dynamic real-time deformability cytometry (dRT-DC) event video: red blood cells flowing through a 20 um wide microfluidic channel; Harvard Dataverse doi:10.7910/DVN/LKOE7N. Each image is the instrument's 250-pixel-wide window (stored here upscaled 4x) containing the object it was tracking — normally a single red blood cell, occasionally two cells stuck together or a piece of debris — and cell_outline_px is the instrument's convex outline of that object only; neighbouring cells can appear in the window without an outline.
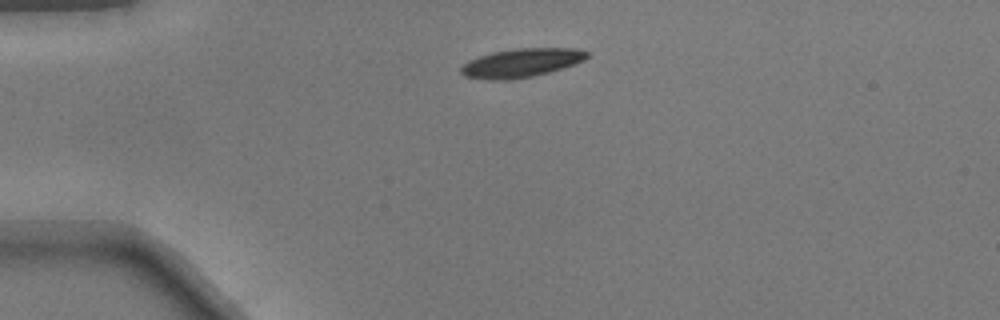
{"species": "common noctule bat (a hibernating species)", "species_latin": "Nyctalus noctula", "temperature_condition": "warm", "stored_images_in_passage": 21, "camera_frame_rate_fps": 3000, "um_per_image_px": 0.085, "animal": {"sex": "male", "body_mass_g": 17.9}, "frame": {"image": 1, "passage_image": 1, "time_ms": 0.0, "image_size_px": [1000, 320], "cell_outline_px": [[588, 56], [584, 60], [548, 72], [532, 76], [508, 80], [488, 80], [464, 76], [460, 72], [460, 68], [464, 64], [480, 56], [492, 52], [516, 48], [576, 48], [588, 52]], "centroid_in_image_um": [44.29, 5.34], "position_along_channel_um": 40.7, "area_um2": 20.81}}
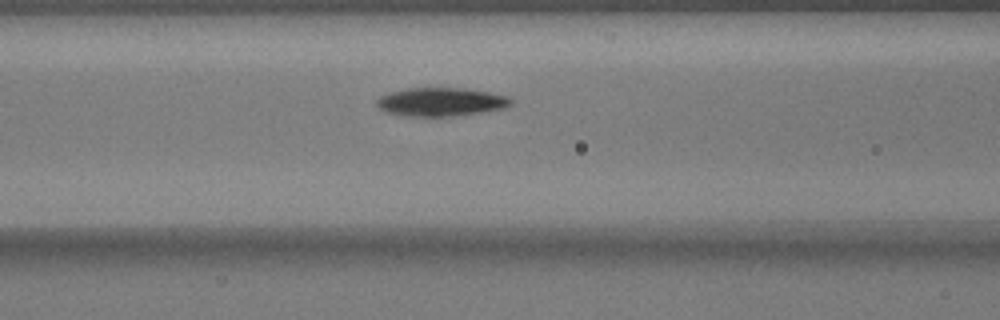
{"frame": {"image": 2, "passage_image": 10, "time_ms": 3.0, "image_size_px": [1000, 320], "cell_outline_px": [[512, 104], [504, 108], [480, 112], [452, 116], [412, 116], [388, 112], [380, 108], [376, 104], [376, 100], [380, 96], [388, 92], [408, 88], [464, 88], [488, 92], [508, 96], [512, 100]], "centroid_in_image_um": [37.48, 8.65], "position_along_channel_um": 129.1, "area_um2": 22.08}}
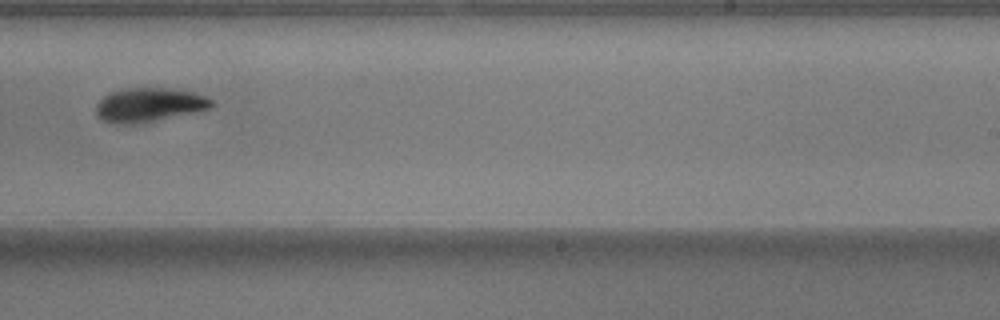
{"frame": {"image": 3, "passage_image": 21, "time_ms": 6.667, "image_size_px": [1000, 320], "cell_outline_px": [[216, 104], [212, 108], [152, 120], [128, 124], [120, 124], [104, 120], [96, 116], [96, 104], [104, 96], [112, 92], [124, 88], [168, 88], [192, 92], [204, 96], [212, 100]], "centroid_in_image_um": [12.66, 8.89], "position_along_channel_um": 276.3, "area_um2": 22.37}}